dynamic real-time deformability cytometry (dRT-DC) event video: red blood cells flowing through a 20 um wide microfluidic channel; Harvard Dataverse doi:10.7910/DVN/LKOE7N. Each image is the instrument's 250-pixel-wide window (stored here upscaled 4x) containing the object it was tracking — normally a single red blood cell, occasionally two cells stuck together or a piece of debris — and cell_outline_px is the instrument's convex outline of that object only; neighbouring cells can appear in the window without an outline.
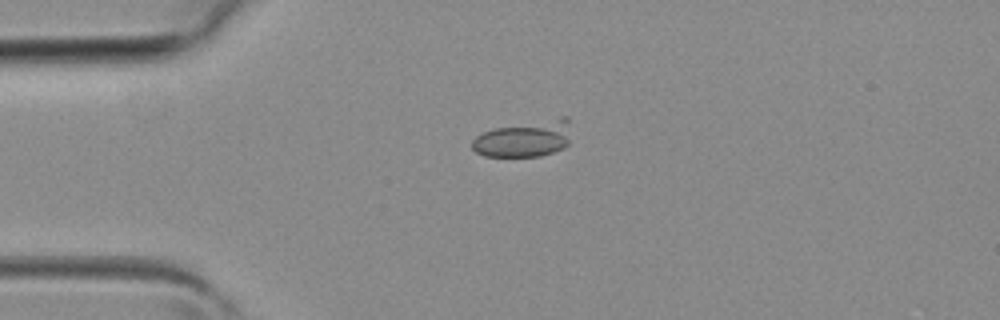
{"species": "common noctule bat (a hibernating species)", "species_latin": "Nyctalus noctula", "temperature_condition": "room temperature", "stored_images_in_passage": 3, "camera_frame_rate_fps": 3000, "um_per_image_px": 0.085, "animal": {"sex": "female", "body_mass_g": 19.3, "forearm_length_mm": 54.1}, "frame": {"image": 1, "passage_image": 2, "time_ms": 0.333, "image_size_px": [1000, 320], "cell_outline_px": [[568, 144], [564, 148], [540, 156], [484, 156], [476, 152], [472, 148], [472, 140], [476, 136], [484, 132], [496, 128], [560, 116], [568, 116]], "centroid_in_image_um": [44.57, 11.79], "position_along_channel_um": 40.4, "area_um2": 20.81}}